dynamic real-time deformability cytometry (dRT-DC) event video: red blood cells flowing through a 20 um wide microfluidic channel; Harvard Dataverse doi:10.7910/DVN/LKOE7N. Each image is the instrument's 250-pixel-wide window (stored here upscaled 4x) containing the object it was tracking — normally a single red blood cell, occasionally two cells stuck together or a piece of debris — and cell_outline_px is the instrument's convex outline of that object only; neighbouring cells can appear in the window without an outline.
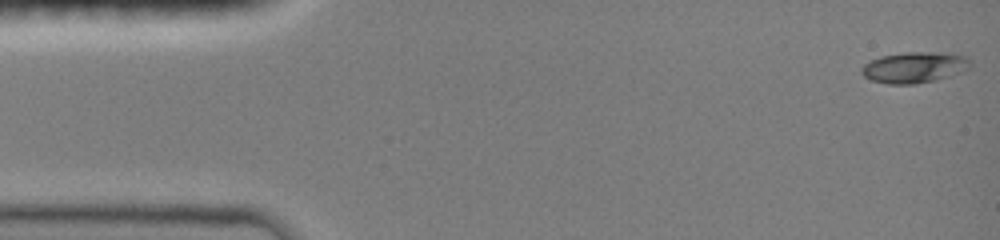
{"species": "common noctule bat (a hibernating species)", "species_latin": "Nyctalus noctula", "temperature_condition": "room temperature", "stored_images_in_passage": 46, "camera_frame_rate_fps": 3000, "um_per_image_px": 0.085, "animal": {"sex": "female", "body_mass_g": 19.0, "forearm_length_mm": 51.5}, "frame": {"image": 1, "passage_image": 1, "time_ms": 0.0, "image_size_px": [1000, 240], "cell_outline_px": [[972, 64], [968, 68], [960, 72], [936, 80], [912, 84], [888, 84], [872, 80], [864, 76], [860, 72], [860, 68], [864, 64], [880, 56], [904, 52], [952, 52], [964, 56], [972, 60]], "centroid_in_image_um": [77.73, 5.71], "position_along_channel_um": 7.3, "area_um2": 19.77}}
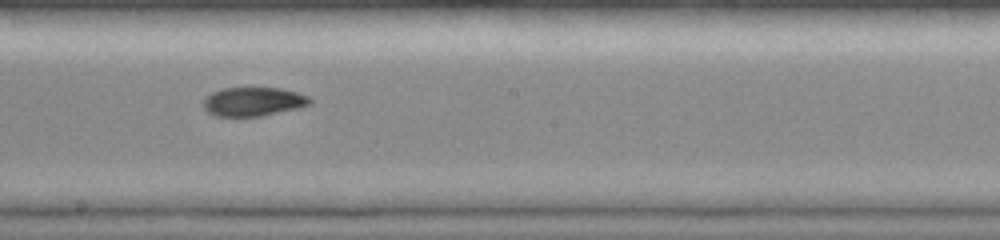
{"frame": {"image": 2, "passage_image": 26, "time_ms": 8.333, "image_size_px": [1000, 240], "cell_outline_px": [[312, 104], [300, 108], [264, 116], [216, 116], [208, 112], [204, 108], [204, 100], [212, 92], [220, 88], [280, 88], [296, 92], [308, 96], [312, 100]], "centroid_in_image_um": [21.57, 8.64], "position_along_channel_um": 226.6, "area_um2": 18.03}}
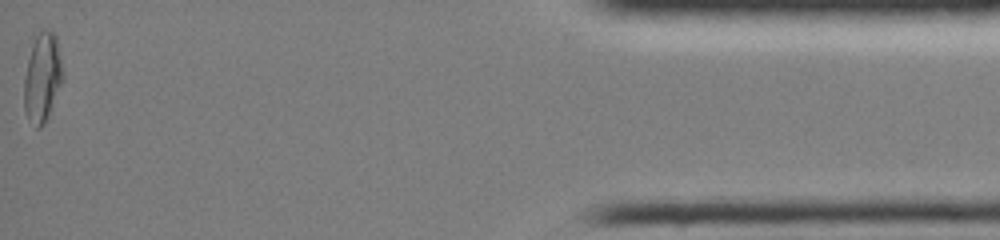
{"frame": {"image": 3, "passage_image": 46, "time_ms": 15.0, "image_size_px": [1000, 240], "cell_outline_px": [[64, 76], [48, 116], [44, 124], [40, 128], [36, 128], [28, 116], [24, 108], [24, 76], [32, 44], [36, 36], [44, 28], [52, 32], [56, 36], [64, 72]], "centroid_in_image_um": [3.61, 6.57], "position_along_channel_um": 431.6, "area_um2": 19.88}, "authors_computed_cell_mechanics": {"area_um2": 18.4093, "velocity_mm_per_s": 4.0738, "shape_relaxation_time_tau1_ms": null, "shape_relaxation_time_tau2_ms": 4.8, "deformation_change_tau1": null, "deformation_change_tau2": 0.0696}}